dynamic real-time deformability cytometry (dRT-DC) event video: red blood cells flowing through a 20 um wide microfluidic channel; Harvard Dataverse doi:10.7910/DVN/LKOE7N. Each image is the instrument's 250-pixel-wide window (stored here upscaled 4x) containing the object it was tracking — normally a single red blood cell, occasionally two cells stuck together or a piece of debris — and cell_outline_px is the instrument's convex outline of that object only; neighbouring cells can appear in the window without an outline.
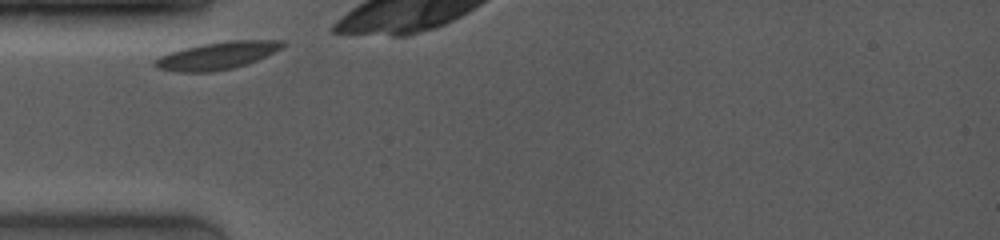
{"species": "common noctule bat (a hibernating species)", "species_latin": "Nyctalus noctula", "temperature_condition": "room temperature", "stored_images_in_passage": 39, "camera_frame_rate_fps": 4000, "um_per_image_px": 0.085, "animal": {"sex": "female", "body_mass_g": 19.0, "forearm_length_mm": 53.3}, "frame": {"image": 1, "passage_image": 1, "time_ms": 0.0, "image_size_px": [1000, 240], "cell_outline_px": [[284, 48], [256, 60], [232, 68], [212, 72], [176, 72], [156, 68], [152, 64], [152, 60], [160, 56], [184, 48], [200, 44], [228, 40], [284, 40]], "centroid_in_image_um": [18.43, 4.72], "position_along_channel_um": 66.6, "area_um2": 20.52}}
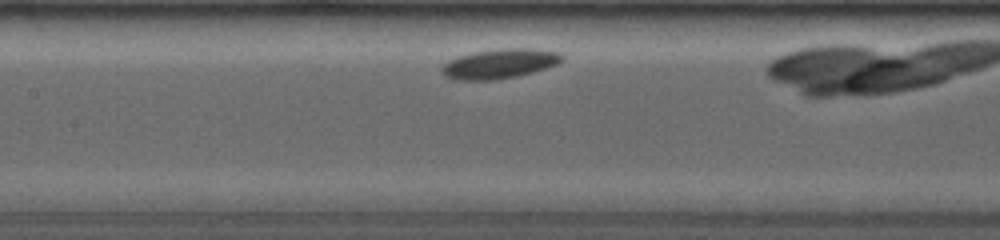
{"frame": {"image": 2, "passage_image": 13, "time_ms": 2.75, "image_size_px": [1000, 240], "cell_outline_px": [[564, 60], [560, 64], [532, 72], [516, 76], [492, 80], [456, 80], [444, 76], [440, 72], [440, 68], [448, 60], [456, 56], [472, 52], [500, 48], [536, 48], [560, 52], [564, 56]], "centroid_in_image_um": [42.47, 5.4], "position_along_channel_um": 164.9, "area_um2": 21.21}}
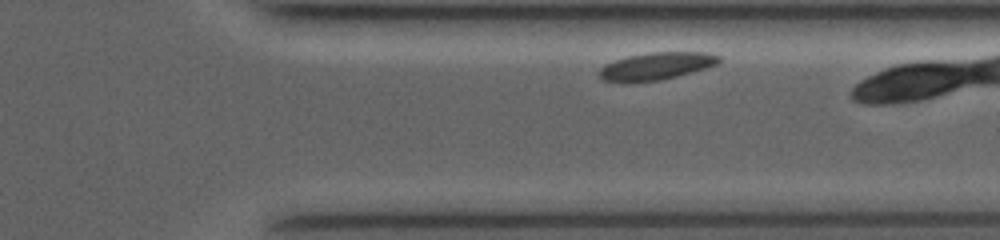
{"frame": {"image": 3, "passage_image": 34, "time_ms": 8.0, "image_size_px": [1000, 240], "cell_outline_px": [[720, 64], [676, 76], [660, 80], [620, 84], [604, 80], [600, 76], [600, 68], [604, 64], [628, 56], [648, 52], [708, 52], [720, 56]], "centroid_in_image_um": [55.77, 5.63], "position_along_channel_um": 355.6, "area_um2": 19.36}, "authors_computed_cell_mechanics": {"area_um2": 19.8832, "velocity_mm_per_s": 3.6174, "shape_relaxation_time_tau1_ms": 1.6409, "shape_relaxation_time_tau2_ms": null, "deformation_change_tau1": 0.0901, "deformation_change_tau2": null}}